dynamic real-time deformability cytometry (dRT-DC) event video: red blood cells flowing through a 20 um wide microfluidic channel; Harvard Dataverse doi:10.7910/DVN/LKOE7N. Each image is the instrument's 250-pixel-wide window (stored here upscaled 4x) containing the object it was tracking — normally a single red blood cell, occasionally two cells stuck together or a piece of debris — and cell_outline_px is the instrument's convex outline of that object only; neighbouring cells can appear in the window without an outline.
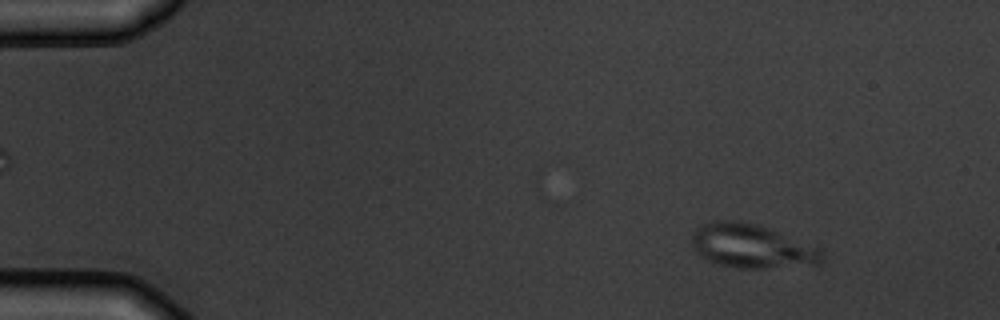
{"species": "common noctule bat (a hibernating species)", "species_latin": "Nyctalus noctula", "temperature_condition": "warm", "stored_images_in_passage": 5, "camera_frame_rate_fps": 3000, "um_per_image_px": 0.085, "animal": {"sex": "male", "body_mass_g": 19.5, "forearm_length_mm": 54.6}, "frame": {"image": 1, "passage_image": 1, "time_ms": 0.0, "image_size_px": [1000, 320], "cell_outline_px": [[824, 260], [820, 264], [764, 268], [736, 268], [720, 264], [708, 260], [700, 256], [696, 252], [692, 244], [692, 232], [696, 228], [712, 220], [732, 220], [756, 224], [820, 248], [824, 256]], "centroid_in_image_um": [63.88, 20.93], "position_along_channel_um": 21.1, "area_um2": 33.06}}